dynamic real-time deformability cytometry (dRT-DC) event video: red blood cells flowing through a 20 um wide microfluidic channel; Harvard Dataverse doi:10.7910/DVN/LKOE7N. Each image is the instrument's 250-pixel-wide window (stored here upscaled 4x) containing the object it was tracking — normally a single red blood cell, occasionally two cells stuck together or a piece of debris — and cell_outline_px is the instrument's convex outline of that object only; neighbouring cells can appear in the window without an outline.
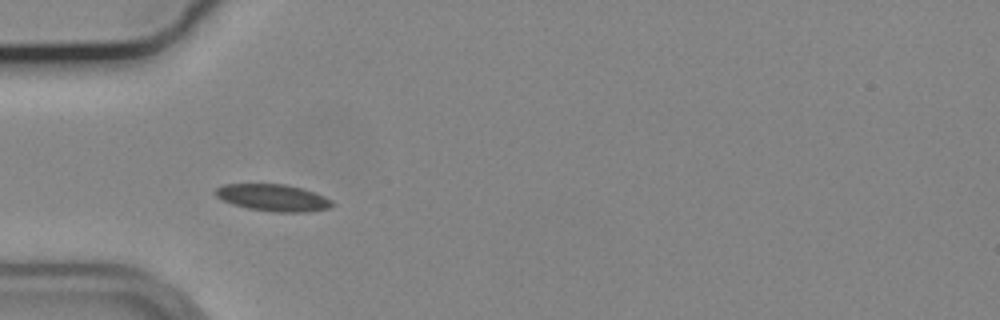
{"species": "common noctule bat (a hibernating species)", "species_latin": "Nyctalus noctula", "temperature_condition": "cold", "stored_images_in_passage": 45, "camera_frame_rate_fps": 3000, "um_per_image_px": 0.085, "animal": {"sex": "male", "body_mass_g": 19.2, "forearm_length_mm": 51.8}, "frame": {"image": 1, "passage_image": 7, "time_ms": 2.0, "image_size_px": [1000, 320], "cell_outline_px": [[332, 204], [328, 208], [308, 212], [272, 212], [248, 208], [232, 204], [216, 196], [216, 188], [224, 184], [284, 184], [300, 188], [324, 196], [332, 200]], "centroid_in_image_um": [23.2, 16.81], "position_along_channel_um": 61.8, "area_um2": 18.03}, "authors_computed_cell_mechanics": {"area_um2": 17.2244, "velocity_mm_per_s": 3.6594, "shape_relaxation_time_tau1_ms": 3.6948, "shape_relaxation_time_tau2_ms": 5.0667, "deformation_change_tau1": 0.0752, "deformation_change_tau2": 0.0759}}